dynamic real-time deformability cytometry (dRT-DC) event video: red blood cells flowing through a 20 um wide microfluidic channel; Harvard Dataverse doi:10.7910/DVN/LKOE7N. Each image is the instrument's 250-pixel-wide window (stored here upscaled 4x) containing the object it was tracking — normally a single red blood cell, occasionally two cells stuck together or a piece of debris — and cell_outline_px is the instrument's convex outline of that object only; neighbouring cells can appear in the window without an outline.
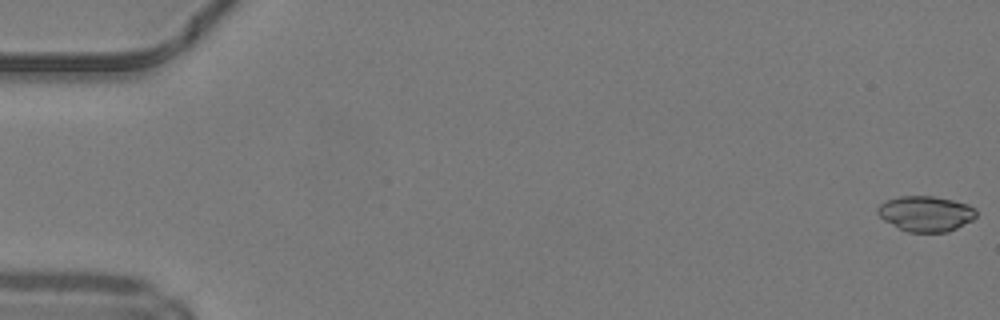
{"species": "common noctule bat (a hibernating species)", "species_latin": "Nyctalus noctula", "temperature_condition": "warm", "stored_images_in_passage": 50, "camera_frame_rate_fps": 3000, "um_per_image_px": 0.085, "animal": {"sex": "male", "body_mass_g": 19.2, "forearm_length_mm": 51.8}, "frame": {"image": 1, "passage_image": 1, "time_ms": 0.0, "image_size_px": [1000, 320], "cell_outline_px": [[976, 216], [972, 220], [948, 232], [908, 232], [884, 220], [876, 212], [876, 208], [884, 200], [900, 196], [932, 196], [952, 200], [968, 204], [976, 208]], "centroid_in_image_um": [78.68, 18.15], "position_along_channel_um": 6.3, "area_um2": 20.35}}
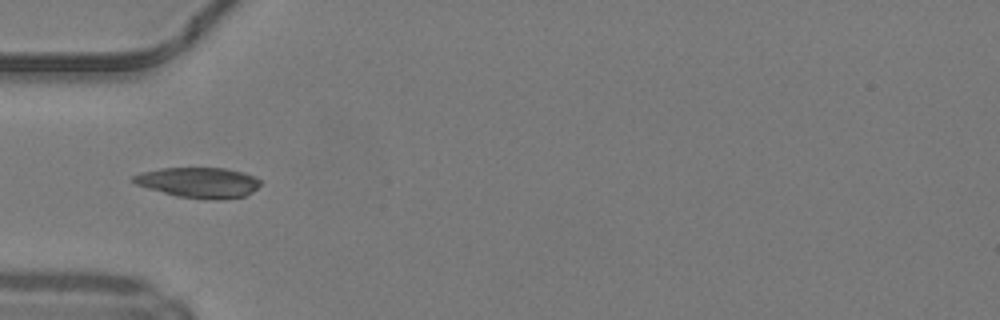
{"frame": {"image": 2, "passage_image": 17, "time_ms": 5.333, "image_size_px": [1000, 320], "cell_outline_px": [[260, 184], [252, 192], [244, 196], [176, 196], [148, 188], [136, 184], [132, 180], [132, 176], [140, 172], [160, 168], [224, 168], [244, 172], [256, 176], [260, 180]], "centroid_in_image_um": [16.84, 15.45], "position_along_channel_um": 68.2, "area_um2": 21.5}}
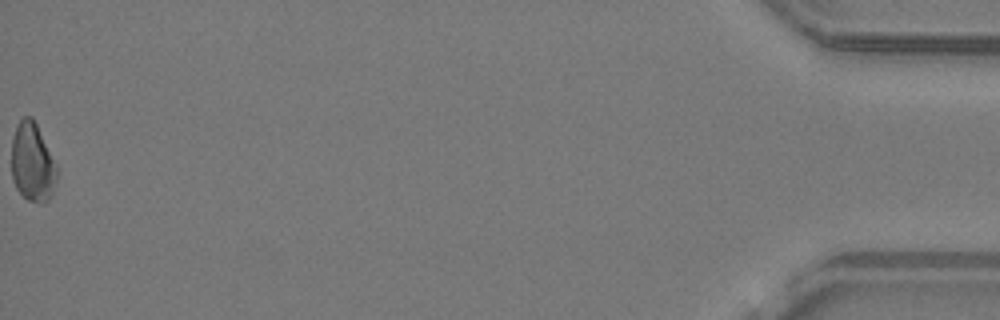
{"frame": {"image": 3, "passage_image": 50, "time_ms": 16.333, "image_size_px": [1000, 320], "cell_outline_px": [[56, 180], [52, 192], [48, 200], [40, 204], [28, 200], [16, 188], [12, 180], [12, 140], [16, 124], [24, 116], [32, 116], [56, 164]], "centroid_in_image_um": [2.74, 13.81], "position_along_channel_um": 432.5, "area_um2": 20.63}}